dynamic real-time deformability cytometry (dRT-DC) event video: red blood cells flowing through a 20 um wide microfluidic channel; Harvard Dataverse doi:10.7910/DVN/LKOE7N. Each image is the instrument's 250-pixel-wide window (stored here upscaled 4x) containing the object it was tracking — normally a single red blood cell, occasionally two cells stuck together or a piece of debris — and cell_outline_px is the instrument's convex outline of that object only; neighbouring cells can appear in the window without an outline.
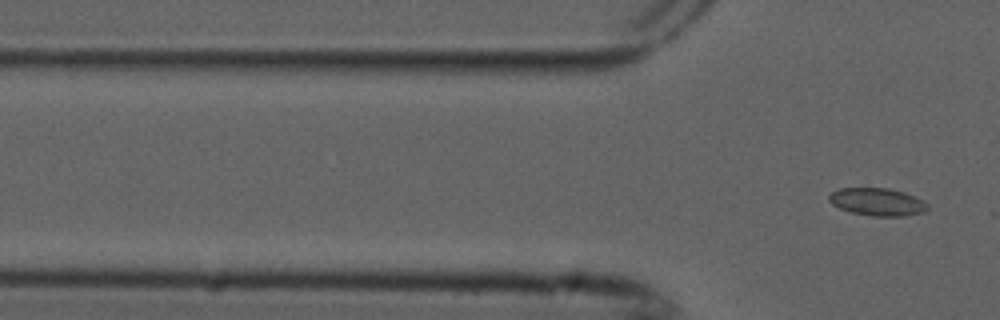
{"species": "common noctule bat (a hibernating species)", "species_latin": "Nyctalus noctula", "temperature_condition": "cold", "stored_images_in_passage": 5, "camera_frame_rate_fps": 3000, "um_per_image_px": 0.085, "animal": {"sex": "male", "forearm_length_mm": 52.5}, "frame": {"image": 1, "passage_image": 5, "time_ms": 1.333, "image_size_px": [1000, 320], "cell_outline_px": [[928, 208], [924, 212], [904, 216], [872, 216], [852, 212], [840, 208], [832, 204], [828, 200], [828, 196], [832, 192], [840, 188], [888, 188], [904, 192], [924, 200], [928, 204]], "centroid_in_image_um": [74.59, 17.16], "position_along_channel_um": 51.2, "area_um2": 15.9}}